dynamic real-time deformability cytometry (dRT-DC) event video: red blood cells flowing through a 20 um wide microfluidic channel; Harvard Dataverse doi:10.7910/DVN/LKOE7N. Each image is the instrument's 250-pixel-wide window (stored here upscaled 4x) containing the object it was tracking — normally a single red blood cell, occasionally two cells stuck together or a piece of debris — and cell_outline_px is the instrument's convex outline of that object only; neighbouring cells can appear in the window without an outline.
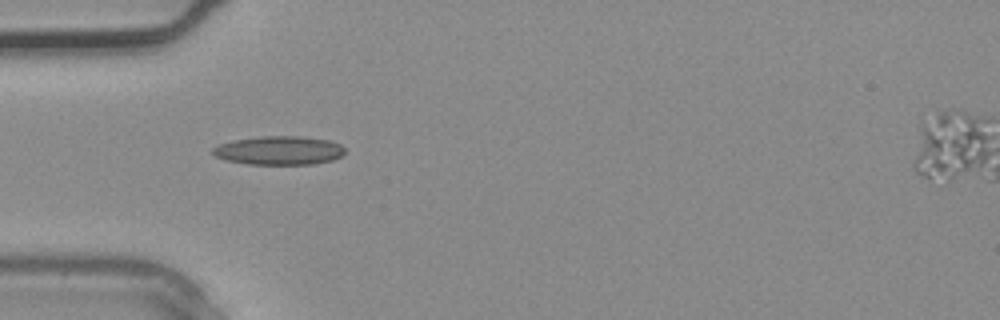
{"species": "common noctule bat (a hibernating species)", "species_latin": "Nyctalus noctula", "temperature_condition": "warm", "stored_images_in_passage": 1, "camera_frame_rate_fps": 3000, "um_per_image_px": 0.085, "animal": {"sex": "male", "body_mass_g": 20.4}, "frame": {"image": 1, "passage_image": 1, "time_ms": 0.0, "image_size_px": [1000, 320], "cell_outline_px": [[344, 152], [340, 156], [332, 160], [312, 164], [248, 164], [224, 160], [216, 156], [212, 152], [212, 148], [220, 144], [232, 140], [260, 136], [300, 136], [328, 140], [340, 144], [344, 148]], "centroid_in_image_um": [23.69, 12.78], "position_along_channel_um": 61.3, "area_um2": 22.08}}